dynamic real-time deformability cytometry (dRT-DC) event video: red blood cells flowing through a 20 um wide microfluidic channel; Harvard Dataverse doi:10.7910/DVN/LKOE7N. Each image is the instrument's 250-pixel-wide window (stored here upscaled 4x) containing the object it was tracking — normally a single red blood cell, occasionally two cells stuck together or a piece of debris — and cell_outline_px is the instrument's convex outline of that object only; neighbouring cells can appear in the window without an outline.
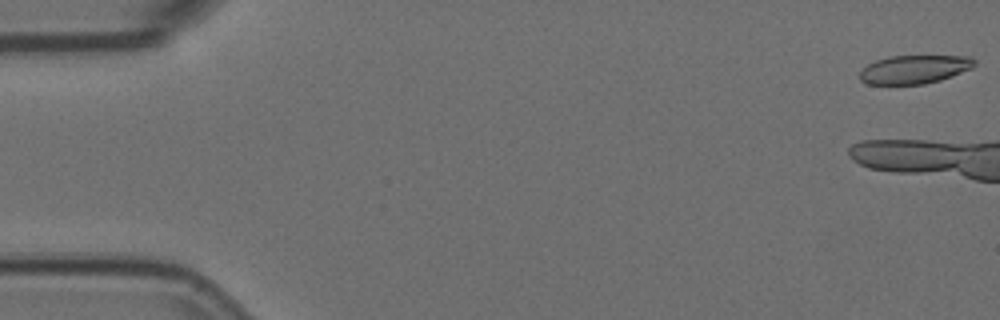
{"species": "Egyptian fruit bat (a non-hibernating species)", "species_latin": "Rousettus aegyptiacus", "temperature_condition": "room temperature", "stored_images_in_passage": 4, "camera_frame_rate_fps": 3000, "um_per_image_px": 0.085, "animal": {"sex": "female"}, "frame": {"image": 1, "passage_image": 1, "time_ms": 0.0, "image_size_px": [1000, 320], "cell_outline_px": [[976, 64], [972, 68], [952, 76], [940, 80], [924, 84], [868, 84], [860, 80], [860, 72], [868, 64], [876, 60], [888, 56], [972, 56], [976, 60]], "centroid_in_image_um": [77.75, 5.89], "position_along_channel_um": 7.2, "area_um2": 19.07}}